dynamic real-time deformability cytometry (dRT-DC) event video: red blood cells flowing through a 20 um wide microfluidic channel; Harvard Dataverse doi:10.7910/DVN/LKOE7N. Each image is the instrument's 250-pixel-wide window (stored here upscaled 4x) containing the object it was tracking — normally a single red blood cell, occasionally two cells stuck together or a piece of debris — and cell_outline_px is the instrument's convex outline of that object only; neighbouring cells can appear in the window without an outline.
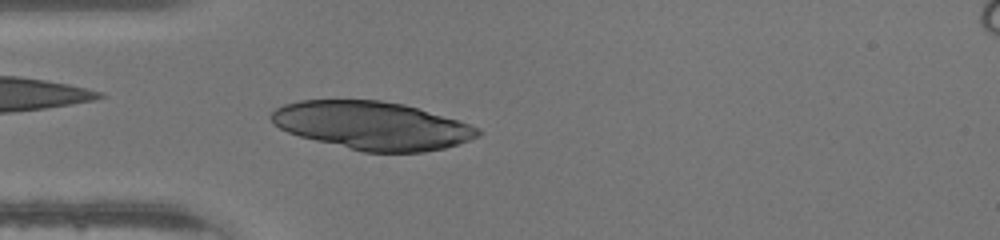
{"species": "human", "species_latin": "Homo sapiens", "temperature_condition": "warm", "stored_images_in_passage": 43, "camera_frame_rate_fps": 3000, "um_per_image_px": 0.085, "donor": {"sex": "male"}, "frame": {"image": 1, "passage_image": 10, "time_ms": 3.0, "image_size_px": [1000, 240], "cell_outline_px": [[484, 132], [480, 136], [444, 148], [424, 152], [364, 152], [300, 136], [288, 132], [272, 124], [268, 116], [276, 108], [284, 104], [300, 100], [380, 100], [404, 104], [456, 120], [480, 128]], "centroid_in_image_um": [31.61, 10.67], "position_along_channel_um": 53.4, "area_um2": 57.63}}
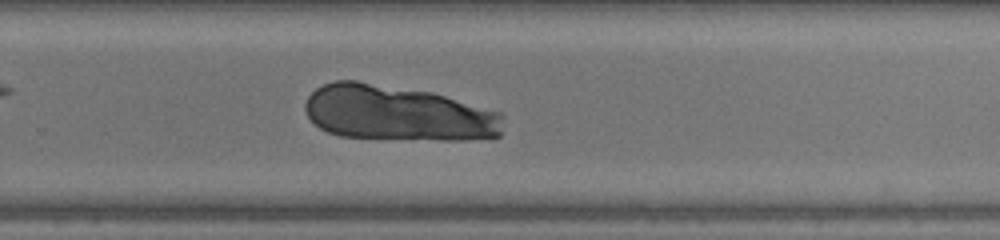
{"frame": {"image": 2, "passage_image": 27, "time_ms": 8.667, "image_size_px": [1000, 240], "cell_outline_px": [[504, 112], [500, 136], [464, 140], [440, 140], [340, 136], [328, 132], [320, 128], [308, 116], [304, 108], [304, 104], [308, 96], [316, 88], [332, 80], [356, 80], [432, 92]], "centroid_in_image_um": [33.83, 9.61], "position_along_channel_um": 296.0, "area_um2": 64.33}}
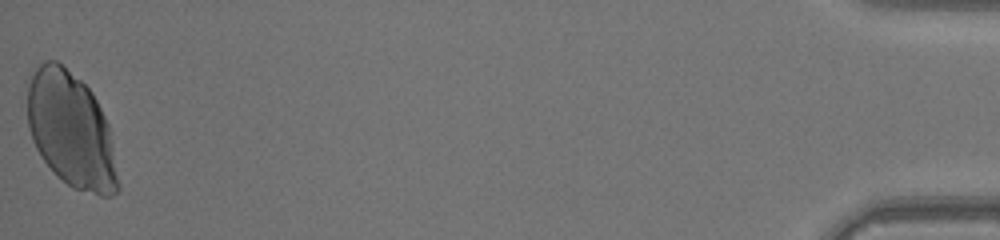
{"frame": {"image": 3, "passage_image": 43, "time_ms": 14.0, "image_size_px": [1000, 240], "cell_outline_px": [[120, 188], [112, 196], [100, 196], [72, 188], [56, 176], [40, 156], [32, 140], [28, 128], [28, 84], [36, 68], [44, 60], [56, 60], [80, 80], [92, 92], [108, 124], [120, 184]], "centroid_in_image_um": [6.04, 11.11], "position_along_channel_um": 429.2, "area_um2": 60.86}}